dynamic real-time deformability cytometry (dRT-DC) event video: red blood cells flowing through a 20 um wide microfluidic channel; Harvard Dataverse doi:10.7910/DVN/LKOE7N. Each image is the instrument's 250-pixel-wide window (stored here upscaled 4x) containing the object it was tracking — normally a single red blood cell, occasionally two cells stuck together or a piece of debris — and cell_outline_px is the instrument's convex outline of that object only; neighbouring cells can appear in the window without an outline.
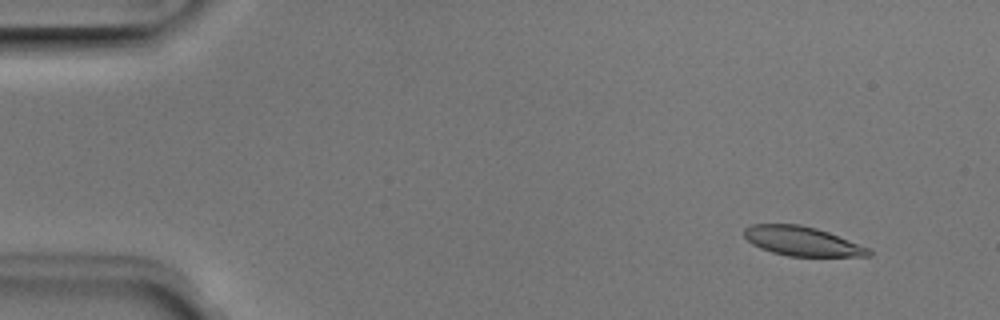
{"species": "Egyptian fruit bat (a non-hibernating species)", "species_latin": "Rousettus aegyptiacus", "temperature_condition": "room temperature", "stored_images_in_passage": 52, "camera_frame_rate_fps": 3000, "um_per_image_px": 0.085, "animal": {"sex": "male"}, "frame": {"image": 1, "passage_image": 5, "time_ms": 1.333, "image_size_px": [1000, 320], "cell_outline_px": [[872, 256], [788, 256], [772, 252], [760, 248], [752, 244], [744, 236], [744, 228], [752, 224], [800, 224], [816, 228], [828, 232], [868, 248], [872, 252]], "centroid_in_image_um": [68.14, 20.5], "position_along_channel_um": 16.9, "area_um2": 21.1}}
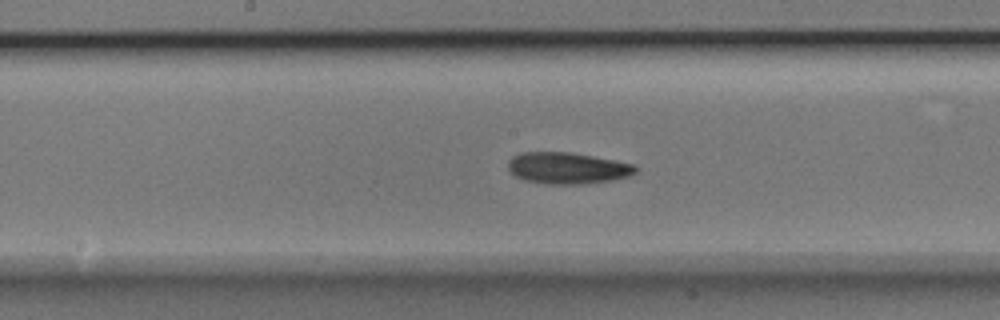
{"frame": {"image": 2, "passage_image": 27, "time_ms": 8.667, "image_size_px": [1000, 320], "cell_outline_px": [[636, 172], [628, 176], [612, 180], [584, 184], [544, 184], [524, 180], [508, 172], [508, 160], [512, 156], [520, 152], [572, 152], [636, 164]], "centroid_in_image_um": [48.2, 14.28], "position_along_channel_um": 200.0, "area_um2": 23.64}}
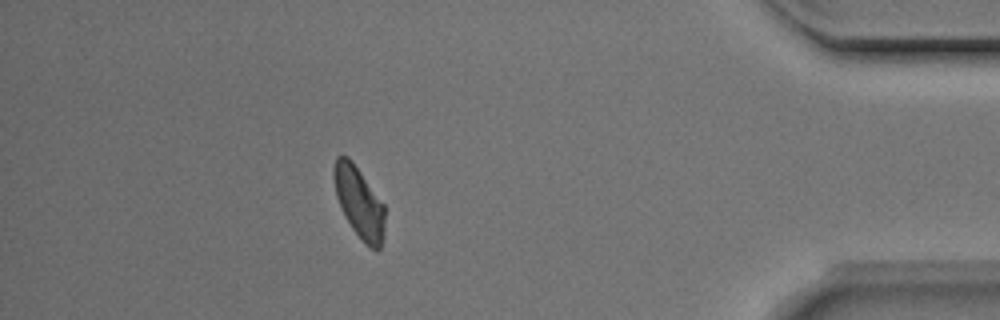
{"frame": {"image": 3, "passage_image": 46, "time_ms": 15.0, "image_size_px": [1000, 320], "cell_outline_px": [[384, 236], [380, 248], [376, 252], [364, 244], [352, 228], [344, 216], [340, 208], [336, 196], [332, 176], [332, 172], [336, 156], [348, 156], [352, 160], [384, 204]], "centroid_in_image_um": [30.51, 17.22], "position_along_channel_um": 404.7, "area_um2": 21.44}, "authors_computed_cell_mechanics": {"area_um2": 22.1374, "velocity_mm_per_s": 3.9433, "shape_relaxation_time_tau1_ms": 5.4421, "shape_relaxation_time_tau2_ms": 5.1357, "deformation_change_tau1": 0.1386, "deformation_change_tau2": 0.1227}}